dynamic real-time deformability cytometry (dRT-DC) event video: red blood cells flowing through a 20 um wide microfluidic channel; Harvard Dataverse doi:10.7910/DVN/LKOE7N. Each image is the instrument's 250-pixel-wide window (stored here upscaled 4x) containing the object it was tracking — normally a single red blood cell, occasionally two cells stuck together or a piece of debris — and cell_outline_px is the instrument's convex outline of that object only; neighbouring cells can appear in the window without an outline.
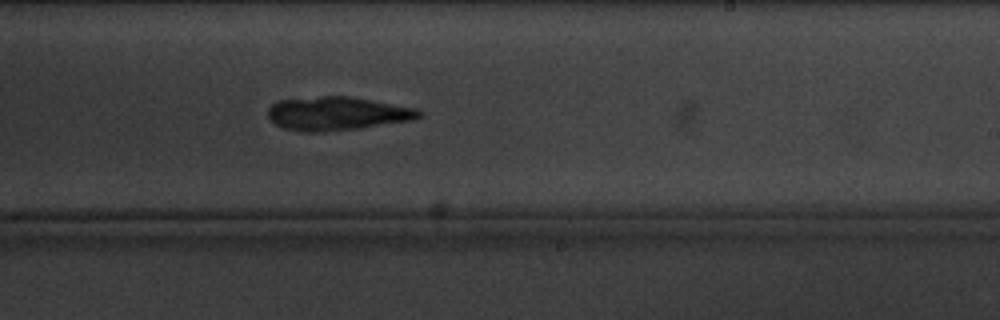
{"species": "common noctule bat (a hibernating species)", "species_latin": "Nyctalus noctula", "temperature_condition": "cold", "stored_images_in_passage": 10, "camera_frame_rate_fps": 3000, "um_per_image_px": 0.085, "animal": {"sex": "male", "body_mass_g": 20.1, "forearm_length_mm": 53.5}, "frame": {"image": 1, "passage_image": 7, "time_ms": 7.0, "image_size_px": [1000, 320], "cell_outline_px": [[420, 116], [416, 120], [360, 128], [324, 132], [300, 132], [284, 128], [276, 124], [268, 116], [268, 108], [276, 100], [320, 96], [352, 96], [416, 108], [420, 112]], "centroid_in_image_um": [28.65, 9.65], "position_along_channel_um": 260.4, "area_um2": 29.82}}